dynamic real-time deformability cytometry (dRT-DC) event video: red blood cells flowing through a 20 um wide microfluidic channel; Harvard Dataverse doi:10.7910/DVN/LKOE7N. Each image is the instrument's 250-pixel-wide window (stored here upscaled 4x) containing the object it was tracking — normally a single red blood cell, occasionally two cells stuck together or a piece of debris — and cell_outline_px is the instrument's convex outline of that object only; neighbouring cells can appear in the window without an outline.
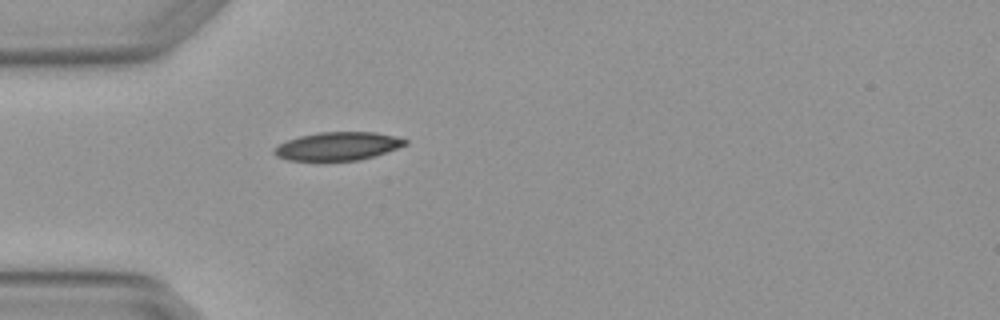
{"species": "Egyptian fruit bat (a non-hibernating species)", "species_latin": "Rousettus aegyptiacus", "temperature_condition": "warm", "stored_images_in_passage": 1, "camera_frame_rate_fps": 3000, "um_per_image_px": 0.085, "animal": {"sex": "female"}, "frame": {"image": 1, "passage_image": 1, "time_ms": 0.0, "image_size_px": [1000, 320], "cell_outline_px": [[408, 144], [360, 160], [324, 164], [288, 160], [276, 156], [272, 152], [280, 144], [288, 140], [300, 136], [320, 132], [376, 132], [408, 140]], "centroid_in_image_um": [28.65, 12.48], "position_along_channel_um": 56.4, "area_um2": 22.2}}